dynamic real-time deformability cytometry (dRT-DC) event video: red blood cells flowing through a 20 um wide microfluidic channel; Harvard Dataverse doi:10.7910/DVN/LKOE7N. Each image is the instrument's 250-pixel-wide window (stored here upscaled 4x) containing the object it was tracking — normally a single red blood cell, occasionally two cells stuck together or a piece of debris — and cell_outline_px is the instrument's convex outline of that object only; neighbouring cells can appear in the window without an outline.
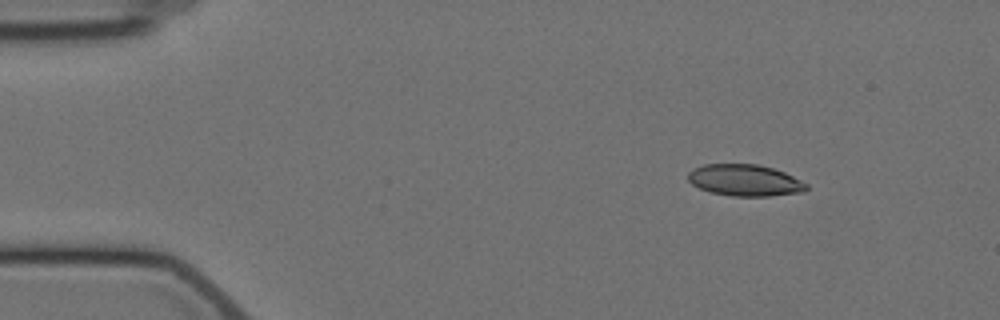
{"species": "Egyptian fruit bat (a non-hibernating species)", "species_latin": "Rousettus aegyptiacus", "temperature_condition": "cold", "stored_images_in_passage": 51, "camera_frame_rate_fps": 3000, "um_per_image_px": 0.085, "animal": {"sex": "female"}, "frame": {"image": 1, "passage_image": 1, "time_ms": 0.0, "image_size_px": [1000, 320], "cell_outline_px": [[808, 188], [804, 192], [772, 196], [732, 196], [708, 192], [692, 184], [688, 180], [688, 172], [692, 168], [704, 164], [756, 164], [772, 168], [784, 172], [808, 184]], "centroid_in_image_um": [63.3, 15.33], "position_along_channel_um": 21.7, "area_um2": 21.91}}
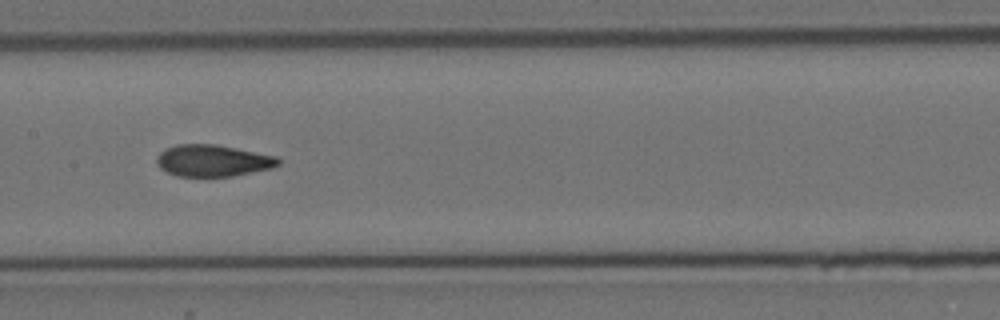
{"frame": {"image": 2, "passage_image": 22, "time_ms": 7.0, "image_size_px": [1000, 320], "cell_outline_px": [[280, 164], [272, 168], [232, 176], [176, 176], [160, 168], [156, 164], [156, 156], [164, 148], [176, 144], [216, 144], [276, 156], [280, 160]], "centroid_in_image_um": [18.05, 13.64], "position_along_channel_um": 189.3, "area_um2": 22.54}}
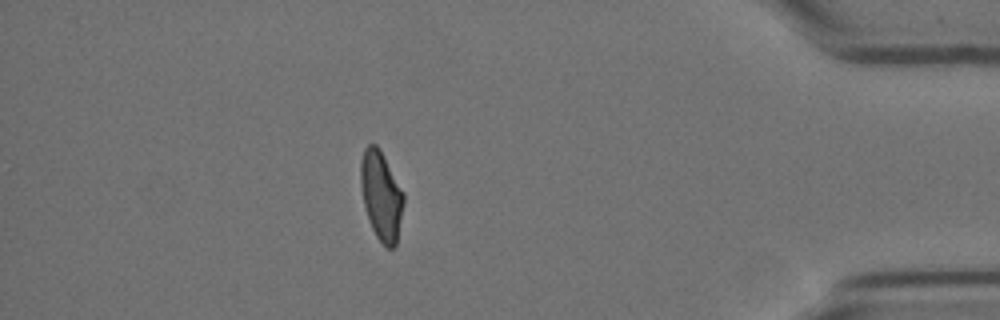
{"frame": {"image": 3, "passage_image": 44, "time_ms": 14.333, "image_size_px": [1000, 320], "cell_outline_px": [[404, 204], [396, 244], [392, 248], [388, 248], [376, 236], [372, 228], [364, 204], [360, 184], [360, 160], [364, 148], [368, 144], [376, 144], [380, 148], [404, 192]], "centroid_in_image_um": [32.4, 16.57], "position_along_channel_um": 402.8, "area_um2": 22.31}, "authors_computed_cell_mechanics": {"area_um2": 22.542, "velocity_mm_per_s": 3.5109, "shape_relaxation_time_tau1_ms": 5.4179, "shape_relaxation_time_tau2_ms": 1.42, "deformation_change_tau1": 0.1671, "deformation_change_tau2": 0.0578}}